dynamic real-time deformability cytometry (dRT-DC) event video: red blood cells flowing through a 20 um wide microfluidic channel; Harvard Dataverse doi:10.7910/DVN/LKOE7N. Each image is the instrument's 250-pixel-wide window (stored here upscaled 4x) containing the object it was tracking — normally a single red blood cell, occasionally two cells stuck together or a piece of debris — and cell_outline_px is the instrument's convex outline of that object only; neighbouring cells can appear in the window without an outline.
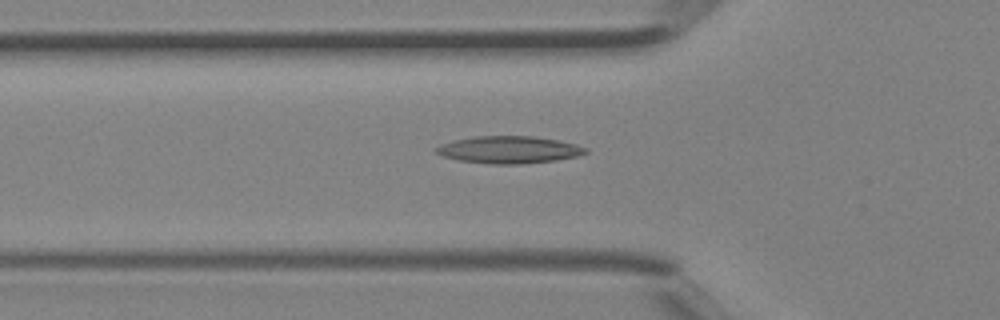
{"species": "Egyptian fruit bat (a non-hibernating species)", "species_latin": "Rousettus aegyptiacus", "temperature_condition": "room temperature", "stored_images_in_passage": 27, "camera_frame_rate_fps": 3000, "um_per_image_px": 0.085, "animal": {"sex": "female"}, "frame": {"image": 1, "passage_image": 5, "time_ms": 1.333, "image_size_px": [1000, 320], "cell_outline_px": [[588, 152], [576, 156], [556, 160], [520, 164], [492, 164], [460, 160], [444, 156], [436, 152], [436, 148], [440, 144], [452, 140], [472, 136], [532, 136], [556, 140], [576, 144], [588, 148]], "centroid_in_image_um": [43.26, 12.72], "position_along_channel_um": 82.5, "area_um2": 23.58}}
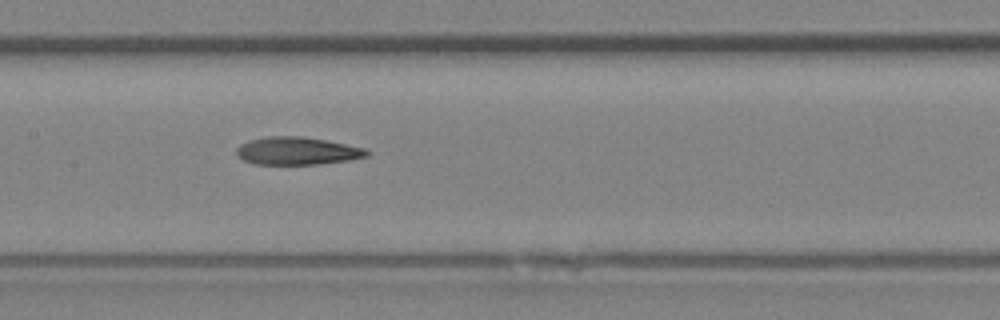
{"frame": {"image": 2, "passage_image": 11, "time_ms": 3.333, "image_size_px": [1000, 320], "cell_outline_px": [[368, 156], [348, 160], [320, 164], [256, 164], [244, 160], [236, 156], [236, 148], [240, 144], [252, 140], [268, 136], [300, 136], [324, 140], [364, 148], [368, 152]], "centroid_in_image_um": [25.22, 12.83], "position_along_channel_um": 182.2, "area_um2": 20.81}}
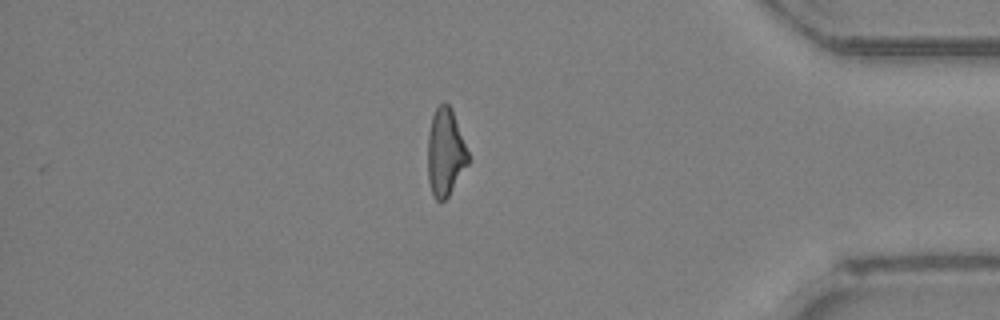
{"frame": {"image": 3, "passage_image": 26, "time_ms": 8.333, "image_size_px": [1000, 320], "cell_outline_px": [[468, 164], [448, 196], [444, 200], [436, 200], [432, 192], [428, 180], [428, 132], [432, 116], [436, 108], [444, 100], [452, 108], [468, 152]], "centroid_in_image_um": [37.85, 12.92], "position_along_channel_um": 397.4, "area_um2": 20.46}}